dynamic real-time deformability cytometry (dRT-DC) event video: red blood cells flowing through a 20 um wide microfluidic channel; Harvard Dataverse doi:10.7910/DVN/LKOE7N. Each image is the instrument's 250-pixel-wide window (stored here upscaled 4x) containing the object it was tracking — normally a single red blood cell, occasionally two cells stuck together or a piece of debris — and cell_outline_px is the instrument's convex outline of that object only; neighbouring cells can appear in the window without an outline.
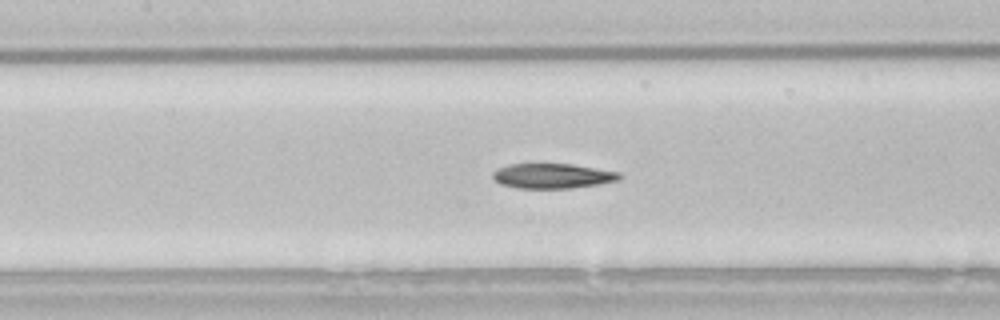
{"species": "common noctule bat (a hibernating species)", "species_latin": "Nyctalus noctula", "temperature_condition": "room temperature", "stored_images_in_passage": 39, "camera_frame_rate_fps": 3000, "um_per_image_px": 0.085, "animal": {"sex": "male", "body_mass_g": 21.5, "forearm_length_mm": 52.0}, "frame": {"image": 1, "passage_image": 9, "time_ms": 2.667, "image_size_px": [1000, 320], "cell_outline_px": [[624, 176], [620, 180], [600, 184], [572, 188], [520, 188], [500, 184], [492, 176], [492, 172], [508, 164], [572, 164], [620, 172]], "centroid_in_image_um": [47.02, 14.95], "position_along_channel_um": 160.4, "area_um2": 18.44}}
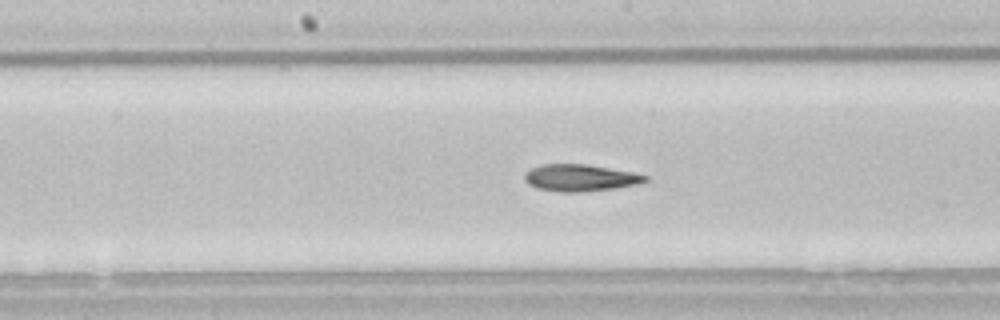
{"frame": {"image": 2, "passage_image": 12, "time_ms": 3.667, "image_size_px": [1000, 320], "cell_outline_px": [[648, 180], [636, 184], [612, 188], [580, 192], [560, 192], [536, 188], [528, 184], [524, 180], [524, 172], [540, 164], [588, 164], [632, 172], [648, 176]], "centroid_in_image_um": [49.26, 15.1], "position_along_channel_um": 198.9, "area_um2": 18.84}}
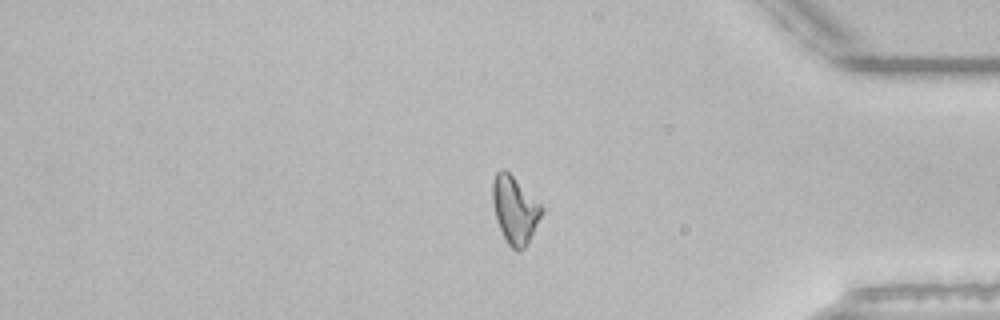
{"frame": {"image": 3, "passage_image": 29, "time_ms": 9.333, "image_size_px": [1000, 320], "cell_outline_px": [[544, 212], [528, 244], [520, 252], [516, 252], [508, 244], [500, 228], [496, 216], [492, 200], [492, 184], [496, 172], [500, 168], [504, 168], [544, 208]], "centroid_in_image_um": [43.77, 17.86], "position_along_channel_um": 391.4, "area_um2": 19.13}, "authors_computed_cell_mechanics": {"area_um2": 18.8428, "velocity_mm_per_s": 3.8455, "shape_relaxation_time_tau1_ms": 8.4006, "shape_relaxation_time_tau2_ms": 6.441, "deformation_change_tau1": 0.2038, "deformation_change_tau2": 0.1515}}